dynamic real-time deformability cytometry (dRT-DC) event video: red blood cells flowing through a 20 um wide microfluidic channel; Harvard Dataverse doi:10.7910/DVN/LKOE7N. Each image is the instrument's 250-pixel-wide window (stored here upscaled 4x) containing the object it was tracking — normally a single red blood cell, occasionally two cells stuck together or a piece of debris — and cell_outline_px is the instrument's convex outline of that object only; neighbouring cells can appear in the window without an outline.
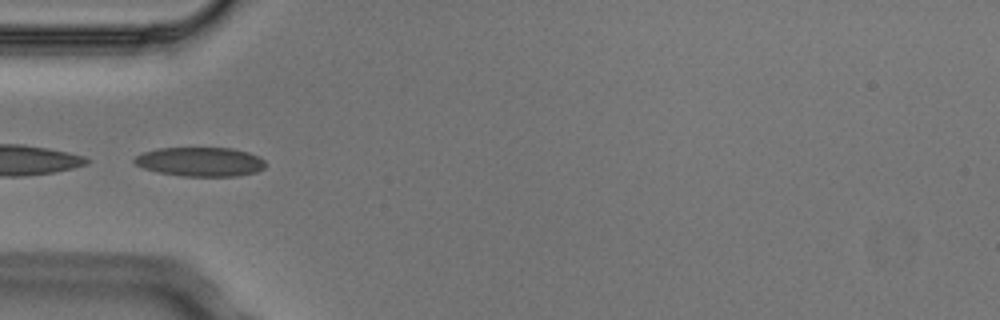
{"species": "Egyptian fruit bat (a non-hibernating species)", "species_latin": "Rousettus aegyptiacus", "temperature_condition": "cold", "stored_images_in_passage": 7, "camera_frame_rate_fps": 3000, "um_per_image_px": 0.085, "animal": {"sex": "male"}, "frame": {"image": 1, "passage_image": 5, "time_ms": 1.333, "image_size_px": [1000, 320], "cell_outline_px": [[268, 164], [264, 168], [256, 172], [236, 176], [184, 176], [160, 172], [144, 168], [136, 164], [132, 160], [136, 156], [144, 152], [156, 148], [232, 148], [248, 152], [260, 156]], "centroid_in_image_um": [17.07, 13.74], "position_along_channel_um": 67.9, "area_um2": 22.31}}
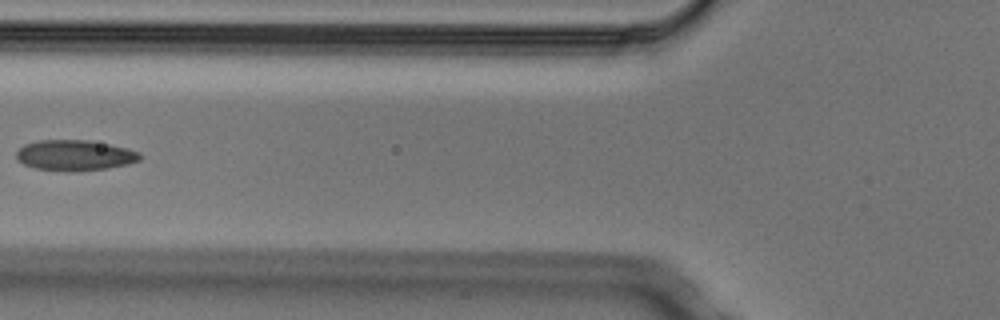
{"frame": {"image": 2, "passage_image": 6, "time_ms": 1.667, "image_size_px": [1000, 320], "cell_outline_px": [[140, 160], [128, 164], [108, 168], [36, 168], [24, 164], [16, 160], [16, 152], [24, 144], [40, 140], [88, 140], [108, 144], [140, 152]], "centroid_in_image_um": [6.34, 13.15], "position_along_channel_um": 119.5, "area_um2": 20.92}}
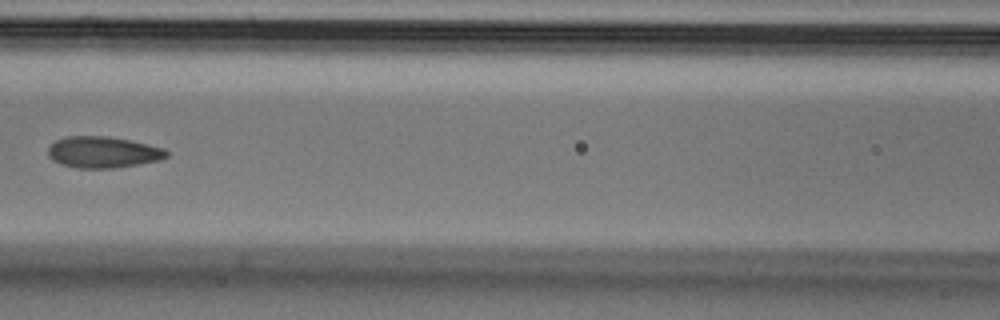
{"frame": {"image": 3, "passage_image": 7, "time_ms": 2.0, "image_size_px": [1000, 320], "cell_outline_px": [[168, 156], [160, 160], [140, 164], [116, 168], [76, 168], [60, 164], [52, 160], [48, 156], [48, 148], [56, 140], [64, 136], [108, 136], [128, 140], [164, 148], [168, 152]], "centroid_in_image_um": [8.73, 12.94], "position_along_channel_um": 157.9, "area_um2": 21.73}}